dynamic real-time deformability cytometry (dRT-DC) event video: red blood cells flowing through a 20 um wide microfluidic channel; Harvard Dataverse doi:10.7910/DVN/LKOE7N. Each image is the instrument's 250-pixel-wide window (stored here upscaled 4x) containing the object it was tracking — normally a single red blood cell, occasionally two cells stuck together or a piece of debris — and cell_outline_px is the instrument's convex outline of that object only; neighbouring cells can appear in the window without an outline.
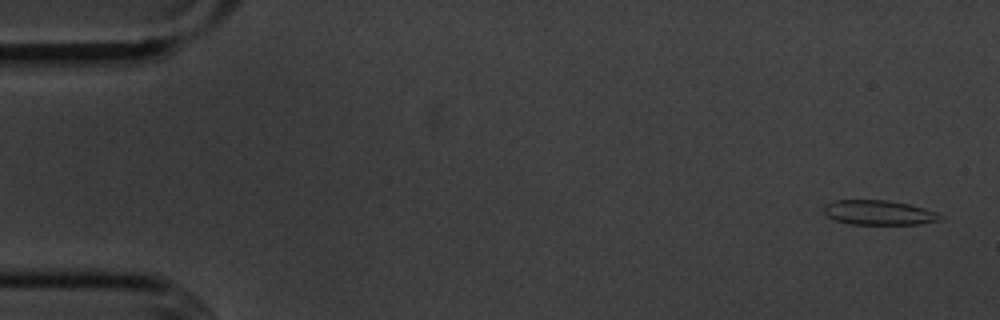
{"species": "common noctule bat (a hibernating species)", "species_latin": "Nyctalus noctula", "temperature_condition": "cold", "stored_images_in_passage": 4, "camera_frame_rate_fps": 3000, "um_per_image_px": 0.085, "animal": {"sex": "male", "body_mass_g": 20.1, "forearm_length_mm": 53.5}, "frame": {"image": 1, "passage_image": 1, "time_ms": 0.0, "image_size_px": [1000, 320], "cell_outline_px": [[944, 216], [940, 220], [920, 224], [852, 224], [836, 220], [828, 216], [824, 212], [824, 204], [836, 200], [888, 200], [908, 204], [924, 208], [936, 212]], "centroid_in_image_um": [74.71, 18.07], "position_along_channel_um": 10.3, "area_um2": 16.65}}